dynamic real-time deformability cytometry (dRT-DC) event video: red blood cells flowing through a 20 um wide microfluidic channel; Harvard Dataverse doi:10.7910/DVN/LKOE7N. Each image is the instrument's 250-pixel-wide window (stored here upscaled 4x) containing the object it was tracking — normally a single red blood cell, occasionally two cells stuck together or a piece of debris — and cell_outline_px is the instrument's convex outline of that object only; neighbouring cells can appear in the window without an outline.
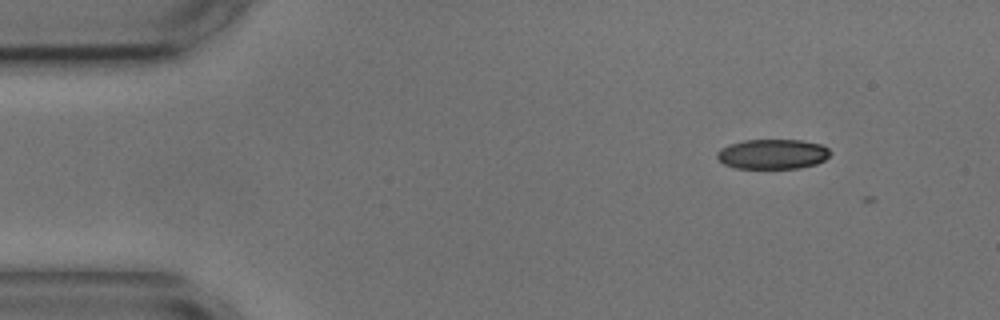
{"species": "common noctule bat (a hibernating species)", "species_latin": "Nyctalus noctula", "temperature_condition": "cold", "stored_images_in_passage": 5, "camera_frame_rate_fps": 3000, "um_per_image_px": 0.085, "animal": {"sex": "male", "body_mass_g": 17.9, "forearm_length_mm": 54.2}, "frame": {"image": 1, "passage_image": 1, "time_ms": 0.0, "image_size_px": [1000, 320], "cell_outline_px": [[832, 152], [824, 160], [816, 164], [800, 168], [736, 168], [724, 164], [716, 156], [716, 152], [720, 148], [728, 144], [744, 140], [800, 140], [824, 144]], "centroid_in_image_um": [65.68, 13.09], "position_along_channel_um": 19.3, "area_um2": 19.88}}